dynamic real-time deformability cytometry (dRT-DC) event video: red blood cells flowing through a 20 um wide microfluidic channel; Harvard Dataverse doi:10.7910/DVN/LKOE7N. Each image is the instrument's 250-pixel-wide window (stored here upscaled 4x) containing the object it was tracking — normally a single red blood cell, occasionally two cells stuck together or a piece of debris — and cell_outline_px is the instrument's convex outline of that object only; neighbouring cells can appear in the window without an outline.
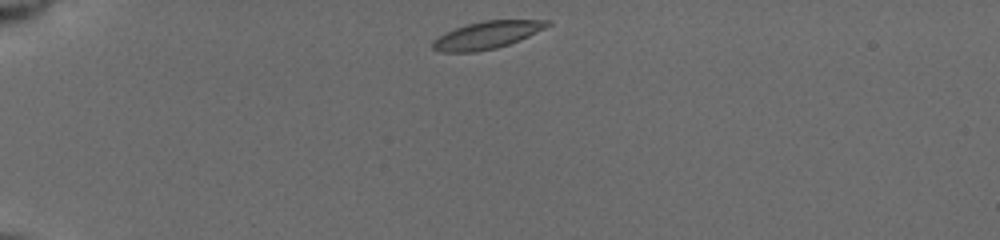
{"species": "common noctule bat (a hibernating species)", "species_latin": "Nyctalus noctula", "temperature_condition": "cold", "stored_images_in_passage": 17, "camera_frame_rate_fps": 3000, "um_per_image_px": 0.085, "animal": {"sex": "female", "body_mass_g": 19.5, "forearm_length_mm": 54.1}, "frame": {"image": 1, "passage_image": 1, "time_ms": 0.0, "image_size_px": [1000, 240], "cell_outline_px": [[552, 24], [520, 40], [496, 48], [476, 52], [440, 52], [432, 48], [432, 40], [444, 32], [468, 24], [484, 20], [552, 20]], "centroid_in_image_um": [41.36, 2.98], "position_along_channel_um": 43.6, "area_um2": 18.32}}
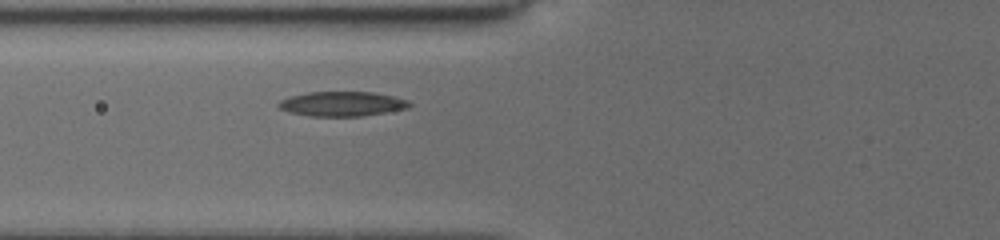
{"frame": {"image": 2, "passage_image": 15, "time_ms": 2.667, "image_size_px": [1000, 240], "cell_outline_px": [[412, 104], [408, 108], [360, 116], [312, 116], [288, 112], [280, 108], [276, 104], [280, 100], [288, 96], [308, 92], [372, 92], [392, 96], [408, 100]], "centroid_in_image_um": [29.04, 8.82], "position_along_channel_um": 96.8, "area_um2": 18.73}}